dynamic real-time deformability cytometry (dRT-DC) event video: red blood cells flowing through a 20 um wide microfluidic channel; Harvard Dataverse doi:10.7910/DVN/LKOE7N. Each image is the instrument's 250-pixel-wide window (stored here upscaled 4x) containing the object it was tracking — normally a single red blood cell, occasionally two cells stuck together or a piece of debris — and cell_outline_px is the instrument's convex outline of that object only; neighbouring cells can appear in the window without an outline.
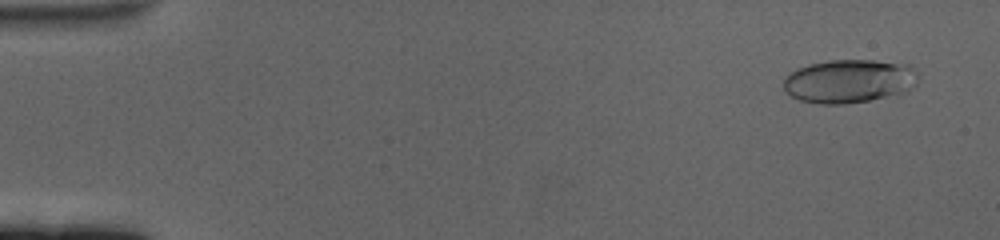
{"species": "human", "species_latin": "Homo sapiens", "temperature_condition": "cold", "stored_images_in_passage": 61, "camera_frame_rate_fps": 3000, "um_per_image_px": 0.085, "donor": {"sex": "female"}, "frame": {"image": 1, "passage_image": 4, "time_ms": 1.0, "image_size_px": [1000, 240], "cell_outline_px": [[920, 76], [916, 84], [908, 92], [868, 100], [844, 104], [820, 104], [800, 100], [792, 96], [784, 88], [784, 76], [796, 68], [808, 64], [828, 60], [872, 60], [912, 64], [916, 68]], "centroid_in_image_um": [72.23, 6.88], "position_along_channel_um": 12.8, "area_um2": 34.68}}
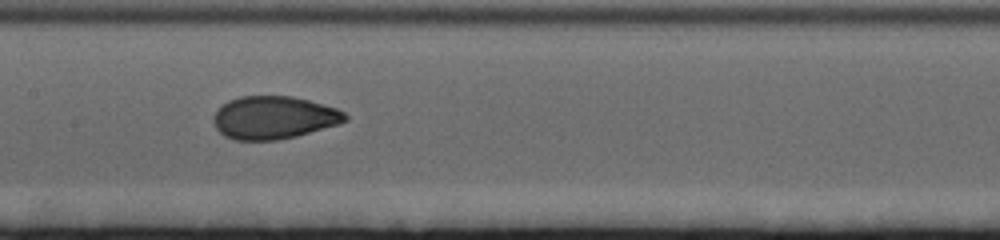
{"frame": {"image": 2, "passage_image": 31, "time_ms": 10.0, "image_size_px": [1000, 240], "cell_outline_px": [[348, 120], [340, 124], [296, 136], [276, 140], [236, 140], [224, 136], [216, 128], [212, 120], [212, 116], [228, 100], [240, 96], [292, 96], [308, 100], [336, 108], [344, 112], [348, 116]], "centroid_in_image_um": [23.28, 10.0], "position_along_channel_um": 184.1, "area_um2": 32.89}}
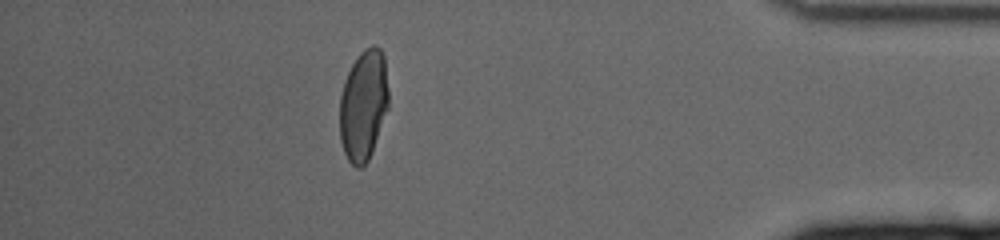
{"frame": {"image": 3, "passage_image": 54, "time_ms": 17.667, "image_size_px": [1000, 240], "cell_outline_px": [[388, 108], [372, 152], [368, 160], [360, 168], [356, 168], [348, 160], [344, 152], [340, 140], [340, 96], [344, 80], [352, 64], [360, 52], [364, 48], [372, 44], [376, 44], [380, 48], [384, 56], [388, 88]], "centroid_in_image_um": [30.89, 8.92], "position_along_channel_um": 404.3, "area_um2": 31.73}, "authors_computed_cell_mechanics": {"area_um2": 32.7148, "velocity_mm_per_s": 3.3909, "shape_relaxation_time_tau1_ms": 4.5128, "shape_relaxation_time_tau2_ms": 0.9009, "deformation_change_tau1": 0.1653, "deformation_change_tau2": 0.0523}}